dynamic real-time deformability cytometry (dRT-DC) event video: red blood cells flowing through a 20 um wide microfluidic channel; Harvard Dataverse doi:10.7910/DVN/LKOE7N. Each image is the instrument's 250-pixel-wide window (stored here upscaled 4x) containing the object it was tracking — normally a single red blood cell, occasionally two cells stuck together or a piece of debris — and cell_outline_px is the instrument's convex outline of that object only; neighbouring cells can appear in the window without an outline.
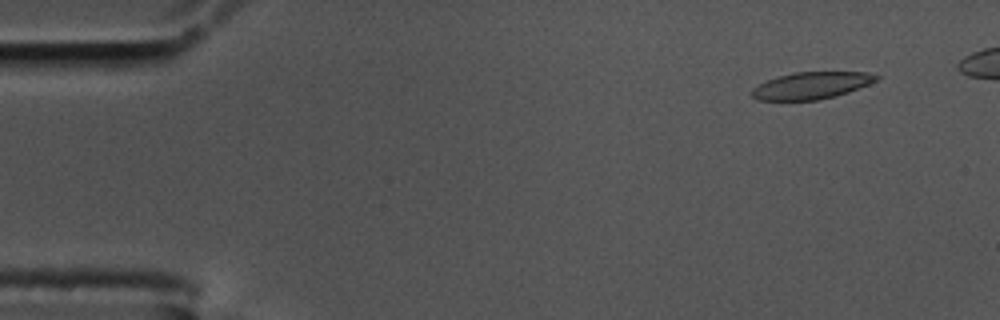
{"species": "common noctule bat (a hibernating species)", "species_latin": "Nyctalus noctula", "temperature_condition": "cold", "stored_images_in_passage": 50, "camera_frame_rate_fps": 3000, "um_per_image_px": 0.085, "animal": {"sex": "male", "body_mass_g": 17.5, "forearm_length_mm": 52.3}, "frame": {"image": 1, "passage_image": 2, "time_ms": 0.333, "image_size_px": [1000, 320], "cell_outline_px": [[880, 80], [848, 92], [836, 96], [816, 100], [756, 100], [752, 96], [752, 88], [776, 76], [792, 72], [868, 72], [880, 76]], "centroid_in_image_um": [68.99, 7.26], "position_along_channel_um": 16.0, "area_um2": 19.65}}
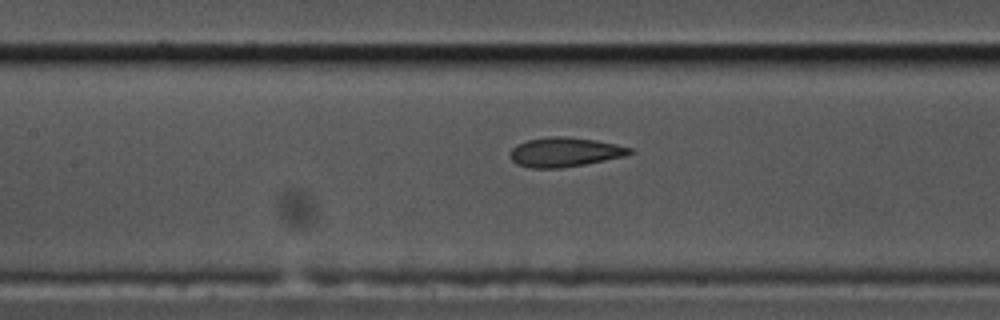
{"frame": {"image": 2, "passage_image": 23, "time_ms": 7.333, "image_size_px": [1000, 320], "cell_outline_px": [[636, 152], [624, 156], [584, 164], [560, 168], [532, 168], [516, 164], [512, 160], [512, 148], [516, 144], [528, 140], [552, 136], [564, 136], [596, 140], [616, 144], [632, 148]], "centroid_in_image_um": [48.03, 12.92], "position_along_channel_um": 159.4, "area_um2": 20.35}}
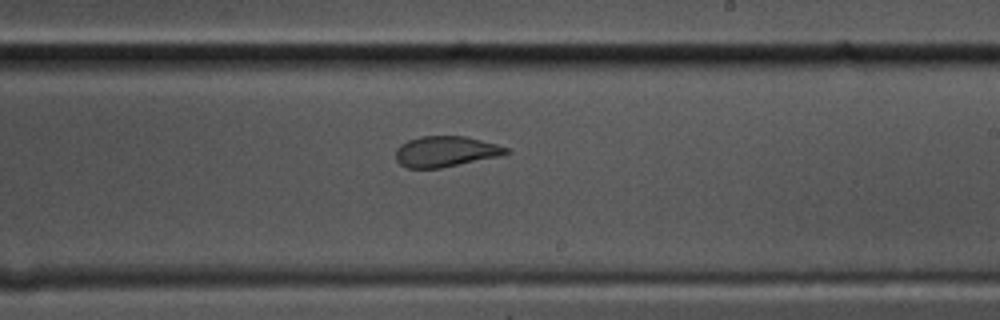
{"frame": {"image": 3, "passage_image": 31, "time_ms": 10.0, "image_size_px": [1000, 320], "cell_outline_px": [[512, 152], [500, 156], [440, 168], [408, 168], [400, 164], [396, 160], [396, 148], [400, 144], [408, 140], [420, 136], [464, 136], [496, 144], [508, 148]], "centroid_in_image_um": [37.87, 12.88], "position_along_channel_um": 251.1, "area_um2": 19.71}}